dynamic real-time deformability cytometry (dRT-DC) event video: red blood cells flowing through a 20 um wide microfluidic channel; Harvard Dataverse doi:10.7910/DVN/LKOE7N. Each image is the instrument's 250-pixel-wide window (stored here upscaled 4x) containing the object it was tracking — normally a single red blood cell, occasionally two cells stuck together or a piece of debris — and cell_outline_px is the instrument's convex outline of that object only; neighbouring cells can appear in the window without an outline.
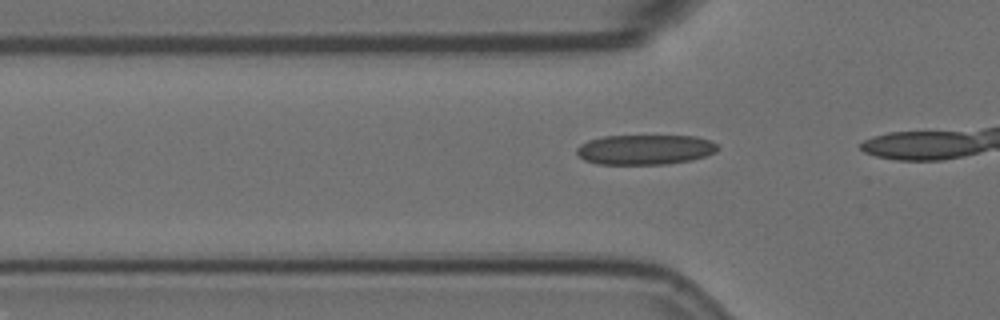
{"species": "Egyptian fruit bat (a non-hibernating species)", "species_latin": "Rousettus aegyptiacus", "temperature_condition": "room temperature", "stored_images_in_passage": 6, "camera_frame_rate_fps": 3000, "um_per_image_px": 0.085, "animal": {"sex": "female"}, "frame": {"image": 1, "passage_image": 3, "time_ms": 0.667, "image_size_px": [1000, 320], "cell_outline_px": [[720, 148], [716, 152], [692, 160], [668, 164], [596, 164], [584, 160], [576, 152], [576, 148], [580, 144], [588, 140], [604, 136], [696, 136], [712, 140]], "centroid_in_image_um": [54.84, 12.71], "position_along_channel_um": 71.0, "area_um2": 24.8}}